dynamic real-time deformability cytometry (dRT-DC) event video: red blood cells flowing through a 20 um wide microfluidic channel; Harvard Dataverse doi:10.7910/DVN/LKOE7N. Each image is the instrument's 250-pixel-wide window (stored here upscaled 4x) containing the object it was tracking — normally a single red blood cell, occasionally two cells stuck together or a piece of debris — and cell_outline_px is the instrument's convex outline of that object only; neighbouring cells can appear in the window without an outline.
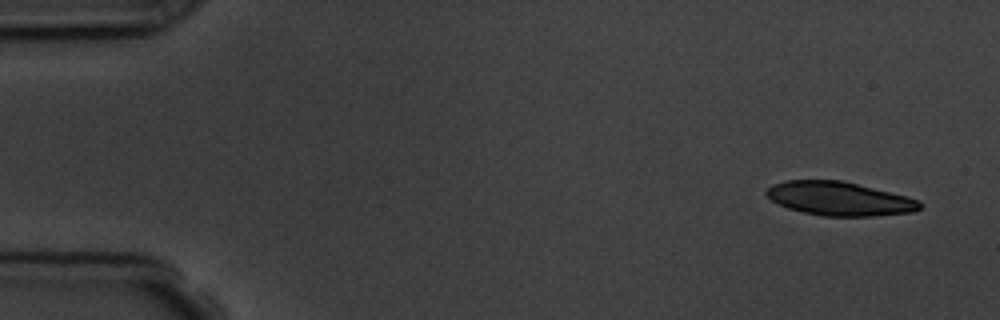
{"species": "common noctule bat (a hibernating species)", "species_latin": "Nyctalus noctula", "temperature_condition": "room temperature", "stored_images_in_passage": 6, "camera_frame_rate_fps": 3000, "um_per_image_px": 0.085, "animal": {"sex": "male", "body_mass_g": 19.5, "forearm_length_mm": 54.6}, "frame": {"image": 1, "passage_image": 1, "time_ms": 0.0, "image_size_px": [1000, 320], "cell_outline_px": [[924, 204], [920, 208], [912, 212], [876, 216], [824, 216], [804, 212], [788, 208], [772, 200], [764, 192], [772, 184], [784, 180], [844, 180], [908, 196], [920, 200]], "centroid_in_image_um": [71.39, 16.88], "position_along_channel_um": 13.6, "area_um2": 30.4}}